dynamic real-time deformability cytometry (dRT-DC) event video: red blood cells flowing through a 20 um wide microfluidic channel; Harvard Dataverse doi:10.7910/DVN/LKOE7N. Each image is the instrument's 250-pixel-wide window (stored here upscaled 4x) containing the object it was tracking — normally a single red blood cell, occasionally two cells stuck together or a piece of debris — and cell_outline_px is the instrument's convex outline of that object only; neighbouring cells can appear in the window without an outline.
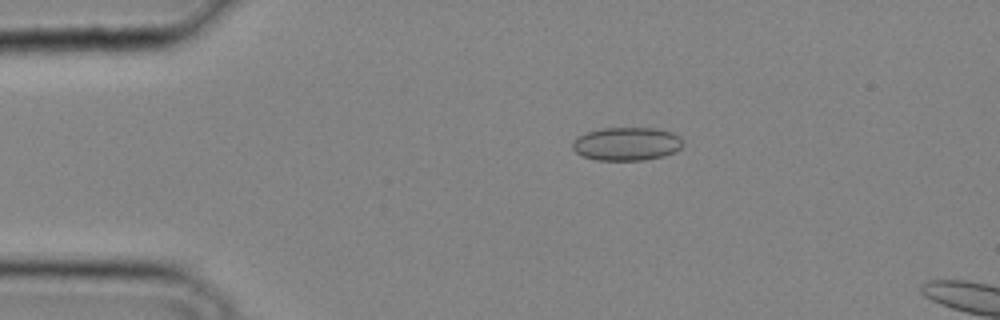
{"species": "common noctule bat (a hibernating species)", "species_latin": "Nyctalus noctula", "temperature_condition": "cold", "stored_images_in_passage": 6, "camera_frame_rate_fps": 3000, "um_per_image_px": 0.085, "animal": {"sex": "male", "body_mass_g": 20.4}, "frame": {"image": 1, "passage_image": 3, "time_ms": 0.667, "image_size_px": [1000, 320], "cell_outline_px": [[684, 144], [676, 152], [664, 156], [644, 160], [596, 160], [584, 156], [576, 152], [572, 148], [572, 140], [576, 136], [588, 132], [604, 128], [656, 128], [672, 132], [680, 136]], "centroid_in_image_um": [53.28, 12.23], "position_along_channel_um": 31.7, "area_um2": 21.62}}